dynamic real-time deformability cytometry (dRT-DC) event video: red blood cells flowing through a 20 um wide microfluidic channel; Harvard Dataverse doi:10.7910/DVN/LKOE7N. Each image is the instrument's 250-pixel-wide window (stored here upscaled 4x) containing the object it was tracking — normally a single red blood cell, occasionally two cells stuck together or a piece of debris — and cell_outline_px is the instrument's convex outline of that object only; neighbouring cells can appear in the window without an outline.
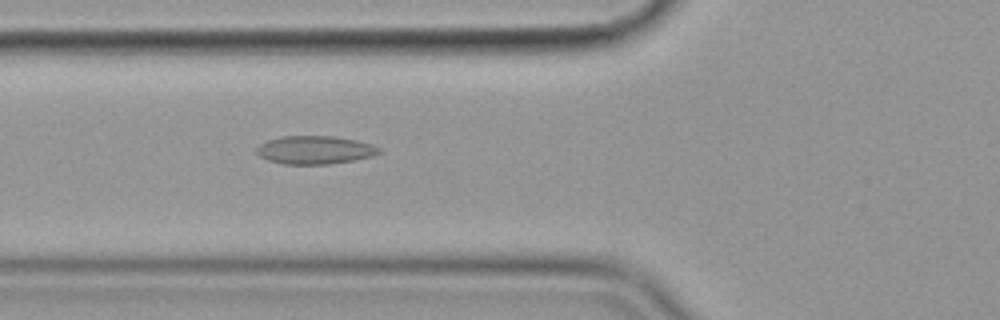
{"species": "common noctule bat (a hibernating species)", "species_latin": "Nyctalus noctula", "temperature_condition": "cold", "stored_images_in_passage": 52, "camera_frame_rate_fps": 3000, "um_per_image_px": 0.085, "animal": {"sex": "female", "body_mass_g": 19.9}, "frame": {"image": 1, "passage_image": 17, "time_ms": 5.333, "image_size_px": [1000, 320], "cell_outline_px": [[380, 152], [372, 156], [352, 160], [328, 164], [284, 164], [268, 160], [260, 156], [256, 152], [256, 148], [260, 144], [268, 140], [280, 136], [332, 136], [356, 140], [372, 144], [380, 148]], "centroid_in_image_um": [26.74, 12.74], "position_along_channel_um": 99.1, "area_um2": 20.0}}
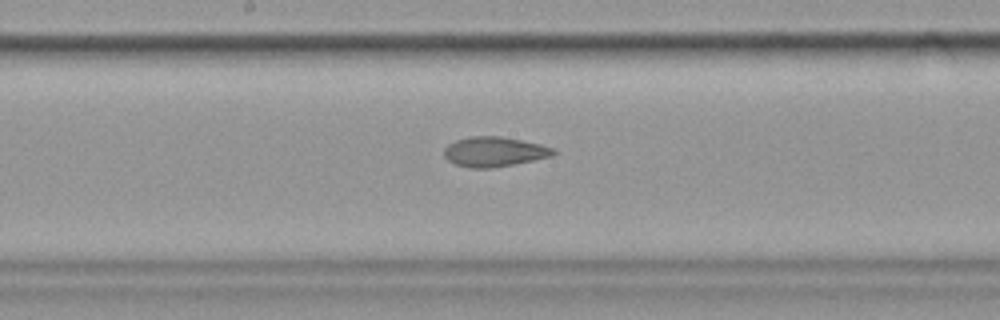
{"frame": {"image": 2, "passage_image": 26, "time_ms": 8.333, "image_size_px": [1000, 320], "cell_outline_px": [[556, 152], [552, 156], [512, 164], [488, 168], [468, 168], [456, 164], [448, 160], [444, 156], [444, 148], [448, 144], [456, 140], [468, 136], [500, 136], [540, 144], [556, 148]], "centroid_in_image_um": [41.99, 12.89], "position_along_channel_um": 206.2, "area_um2": 18.9}}
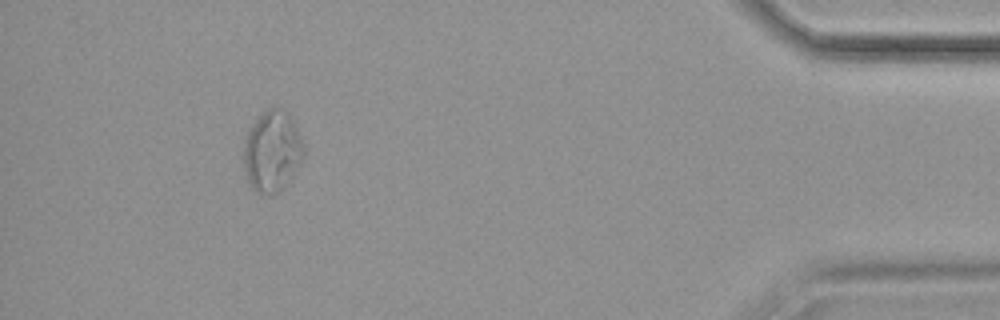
{"frame": {"image": 3, "passage_image": 48, "time_ms": 15.667, "image_size_px": [1000, 320], "cell_outline_px": [[304, 156], [300, 164], [284, 188], [272, 192], [256, 192], [252, 188], [248, 180], [244, 168], [244, 140], [248, 128], [268, 108], [284, 108], [288, 112], [304, 144]], "centroid_in_image_um": [23.14, 12.83], "position_along_channel_um": 412.1, "area_um2": 28.09}, "authors_computed_cell_mechanics": {"area_um2": 20.1144, "velocity_mm_per_s": 3.5579, "shape_relaxation_time_tau1_ms": 9.4836, "shape_relaxation_time_tau2_ms": 4.4226, "deformation_change_tau1": 0.1703, "deformation_change_tau2": 0.09}}